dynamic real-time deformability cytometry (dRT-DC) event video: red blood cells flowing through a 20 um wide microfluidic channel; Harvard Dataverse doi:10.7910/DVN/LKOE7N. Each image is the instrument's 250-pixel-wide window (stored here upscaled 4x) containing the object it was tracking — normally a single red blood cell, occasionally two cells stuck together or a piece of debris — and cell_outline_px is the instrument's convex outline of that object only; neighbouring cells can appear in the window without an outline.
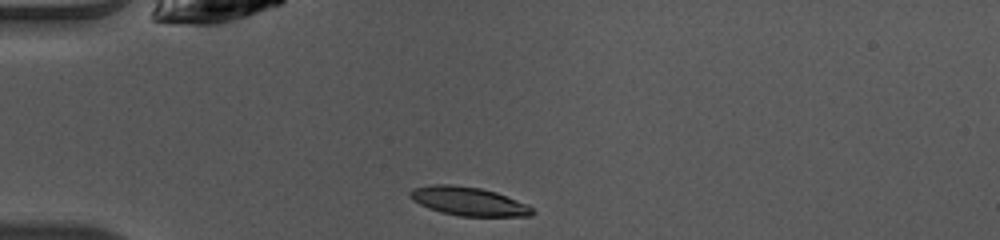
{"species": "common noctule bat (a hibernating species)", "species_latin": "Nyctalus noctula", "temperature_condition": "warm", "stored_images_in_passage": 37, "camera_frame_rate_fps": 3000, "um_per_image_px": 0.085, "animal": {"sex": "female", "body_mass_g": 10.0, "forearm_length_mm": 53.1}, "frame": {"image": 1, "passage_image": 1, "time_ms": 0.0, "image_size_px": [1000, 240], "cell_outline_px": [[536, 212], [532, 216], [460, 216], [440, 212], [428, 208], [412, 200], [408, 196], [408, 192], [412, 188], [432, 184], [448, 184], [480, 188], [496, 192], [528, 204]], "centroid_in_image_um": [39.81, 17.11], "position_along_channel_um": 45.2, "area_um2": 20.58}}
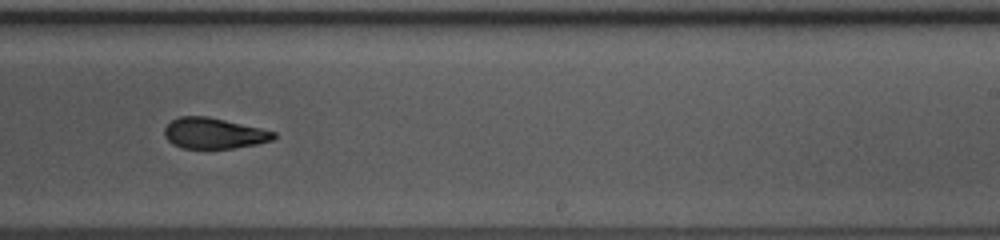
{"frame": {"image": 2, "passage_image": 19, "time_ms": 6.0, "image_size_px": [1000, 240], "cell_outline_px": [[276, 136], [272, 140], [256, 144], [232, 148], [184, 148], [172, 144], [164, 136], [164, 128], [172, 120], [180, 116], [208, 116], [260, 128], [276, 132]], "centroid_in_image_um": [18.16, 11.32], "position_along_channel_um": 270.8, "area_um2": 19.48}}
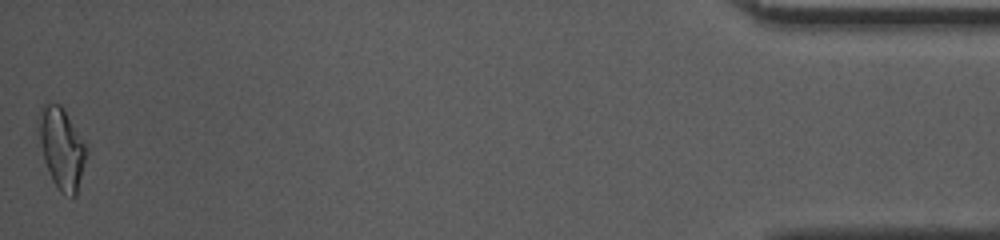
{"frame": {"image": 3, "passage_image": 37, "time_ms": 12.0, "image_size_px": [1000, 240], "cell_outline_px": [[88, 152], [76, 196], [72, 200], [64, 196], [60, 192], [52, 180], [44, 160], [40, 144], [40, 108], [44, 104], [60, 104], [64, 108], [88, 148]], "centroid_in_image_um": [5.28, 12.67], "position_along_channel_um": 429.9, "area_um2": 22.48}, "authors_computed_cell_mechanics": {"area_um2": 20.5768, "velocity_mm_per_s": 4.092, "shape_relaxation_time_tau1_ms": 3.5566, "shape_relaxation_time_tau2_ms": 3.547, "deformation_change_tau1": 0.1659, "deformation_change_tau2": 0.1056}}